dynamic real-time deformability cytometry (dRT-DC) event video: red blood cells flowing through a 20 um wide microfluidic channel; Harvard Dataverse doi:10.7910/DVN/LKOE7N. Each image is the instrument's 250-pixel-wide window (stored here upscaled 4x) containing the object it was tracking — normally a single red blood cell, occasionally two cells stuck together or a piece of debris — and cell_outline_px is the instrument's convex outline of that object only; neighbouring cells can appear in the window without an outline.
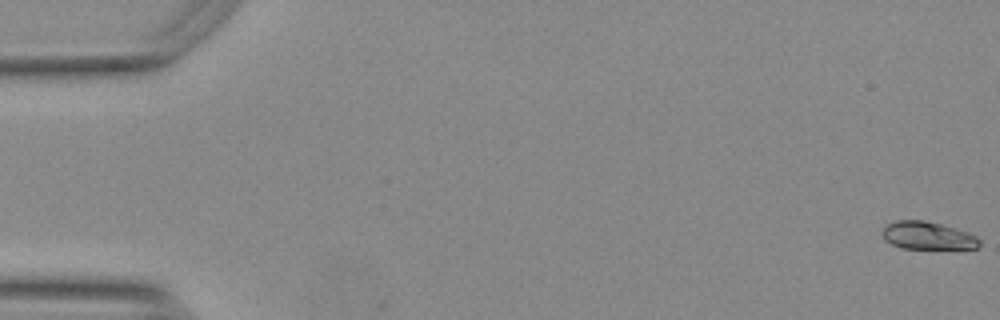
{"species": "Egyptian fruit bat (a non-hibernating species)", "species_latin": "Rousettus aegyptiacus", "temperature_condition": "warm", "stored_images_in_passage": 9, "camera_frame_rate_fps": 3000, "um_per_image_px": 0.085, "animal": {"sex": "female"}, "frame": {"image": 1, "passage_image": 1, "time_ms": 0.0, "image_size_px": [1000, 320], "cell_outline_px": [[980, 244], [976, 248], [904, 248], [892, 244], [884, 240], [880, 232], [888, 224], [896, 220], [924, 220], [940, 224], [968, 232], [976, 236], [980, 240]], "centroid_in_image_um": [78.82, 20.02], "position_along_channel_um": 6.2, "area_um2": 15.55}}